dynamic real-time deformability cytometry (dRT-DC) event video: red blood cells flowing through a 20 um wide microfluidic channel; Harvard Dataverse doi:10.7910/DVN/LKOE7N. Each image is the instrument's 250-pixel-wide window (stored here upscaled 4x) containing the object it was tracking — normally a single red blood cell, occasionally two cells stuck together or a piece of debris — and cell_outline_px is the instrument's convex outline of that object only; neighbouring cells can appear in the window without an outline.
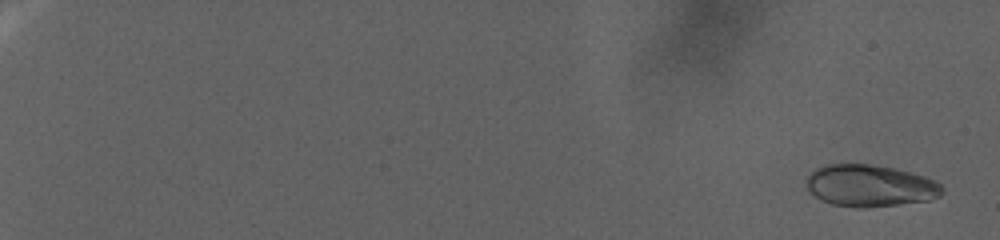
{"species": "human", "species_latin": "Homo sapiens", "temperature_condition": "warm", "stored_images_in_passage": 141, "camera_frame_rate_fps": 3000, "um_per_image_px": 0.085, "donor": {"sex": "female"}, "frame": {"image": 1, "passage_image": 7, "time_ms": 1.333, "image_size_px": [1000, 240], "cell_outline_px": [[944, 192], [940, 196], [928, 200], [864, 208], [856, 208], [832, 204], [816, 196], [808, 188], [808, 176], [816, 168], [824, 164], [868, 164], [892, 168], [912, 172], [924, 176], [940, 184], [944, 188]], "centroid_in_image_um": [73.98, 15.78], "position_along_channel_um": 11.0, "area_um2": 32.77}}
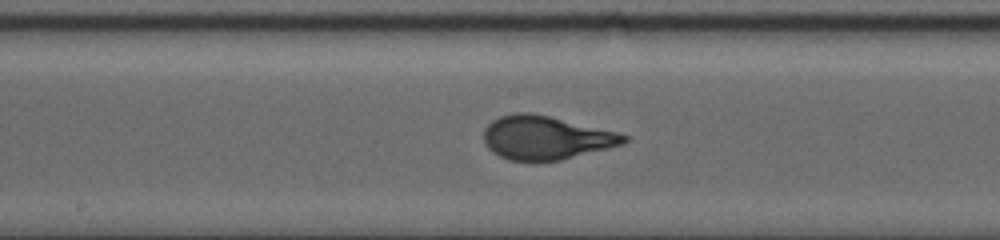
{"frame": {"image": 2, "passage_image": 86, "time_ms": 28.333, "image_size_px": [1000, 240], "cell_outline_px": [[628, 140], [624, 144], [560, 160], [536, 164], [508, 160], [492, 152], [488, 148], [484, 140], [484, 128], [492, 120], [500, 116], [516, 112], [532, 112], [616, 132], [628, 136]], "centroid_in_image_um": [46.35, 11.74], "position_along_channel_um": 201.9, "area_um2": 36.01}}
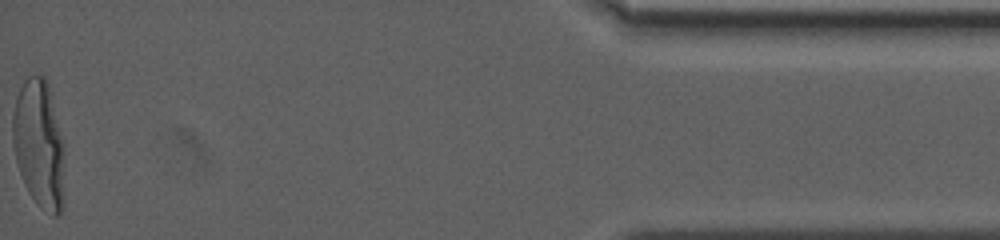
{"frame": {"image": 3, "passage_image": 141, "time_ms": 46.333, "image_size_px": [1000, 240], "cell_outline_px": [[64, 204], [60, 212], [56, 216], [52, 216], [40, 208], [36, 204], [28, 192], [24, 184], [16, 160], [12, 140], [12, 116], [16, 96], [24, 80], [28, 76], [44, 76], [48, 84], [64, 144]], "centroid_in_image_um": [3.33, 12.3], "position_along_channel_um": 431.9, "area_um2": 39.25}}